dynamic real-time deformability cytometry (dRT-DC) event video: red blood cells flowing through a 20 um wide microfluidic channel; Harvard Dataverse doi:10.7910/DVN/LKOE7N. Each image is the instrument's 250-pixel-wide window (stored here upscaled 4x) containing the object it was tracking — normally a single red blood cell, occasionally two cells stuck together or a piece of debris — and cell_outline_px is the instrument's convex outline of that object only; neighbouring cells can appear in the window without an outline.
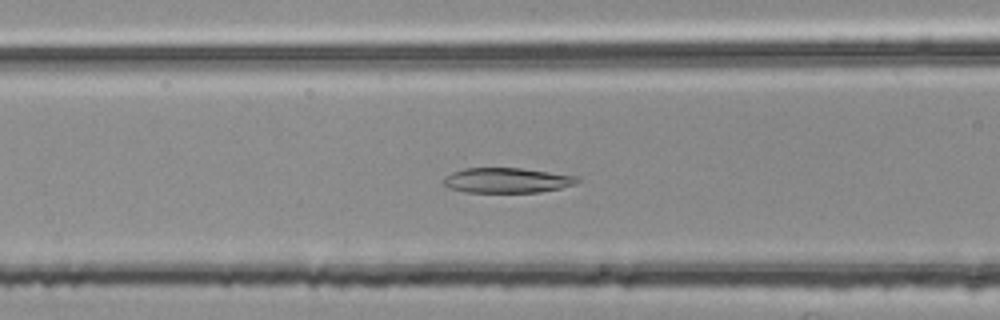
{"species": "common noctule bat (a hibernating species)", "species_latin": "Nyctalus noctula", "temperature_condition": "room temperature", "stored_images_in_passage": 40, "camera_frame_rate_fps": 3000, "um_per_image_px": 0.085, "animal": {"sex": "female", "body_mass_g": 25.1}, "frame": {"image": 1, "passage_image": 9, "time_ms": 2.667, "image_size_px": [1000, 320], "cell_outline_px": [[580, 180], [576, 184], [560, 188], [540, 192], [464, 192], [452, 188], [444, 184], [440, 180], [444, 176], [452, 172], [464, 168], [520, 168], [576, 176]], "centroid_in_image_um": [43.05, 15.33], "position_along_channel_um": 123.5, "area_um2": 19.48}}
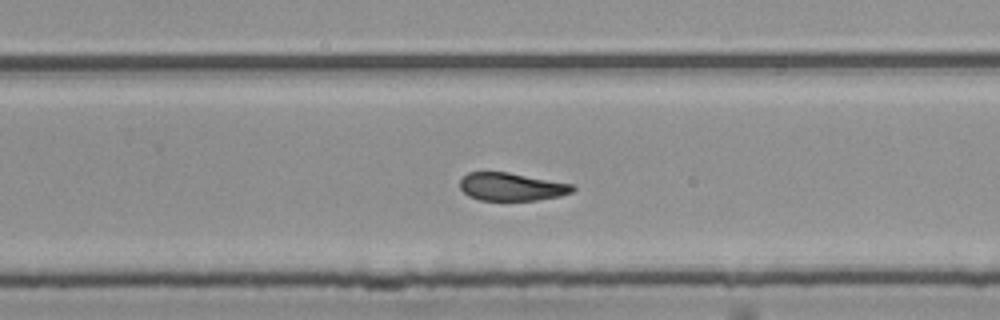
{"frame": {"image": 2, "passage_image": 22, "time_ms": 7.0, "image_size_px": [1000, 320], "cell_outline_px": [[576, 188], [572, 192], [560, 196], [536, 200], [480, 200], [468, 196], [460, 188], [460, 180], [468, 172], [508, 172], [576, 184]], "centroid_in_image_um": [43.52, 15.87], "position_along_channel_um": 286.3, "area_um2": 18.5}}
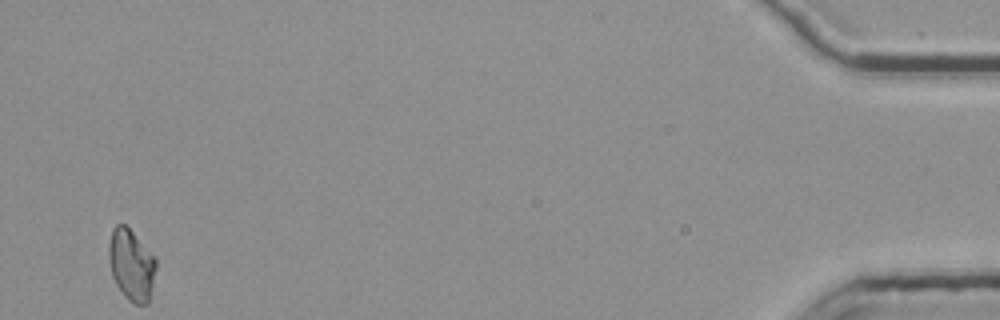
{"frame": {"image": 3, "passage_image": 40, "time_ms": 13.0, "image_size_px": [1000, 320], "cell_outline_px": [[156, 268], [148, 304], [136, 304], [128, 300], [116, 284], [112, 276], [108, 260], [108, 244], [112, 228], [116, 224], [124, 224], [132, 232], [156, 260]], "centroid_in_image_um": [11.13, 22.52], "position_along_channel_um": 424.1, "area_um2": 19.36}, "authors_computed_cell_mechanics": {"area_um2": 19.6231, "velocity_mm_per_s": 3.7658, "shape_relaxation_time_tau1_ms": null, "shape_relaxation_time_tau2_ms": 3.1287, "deformation_change_tau1": null, "deformation_change_tau2": 0.1096}}